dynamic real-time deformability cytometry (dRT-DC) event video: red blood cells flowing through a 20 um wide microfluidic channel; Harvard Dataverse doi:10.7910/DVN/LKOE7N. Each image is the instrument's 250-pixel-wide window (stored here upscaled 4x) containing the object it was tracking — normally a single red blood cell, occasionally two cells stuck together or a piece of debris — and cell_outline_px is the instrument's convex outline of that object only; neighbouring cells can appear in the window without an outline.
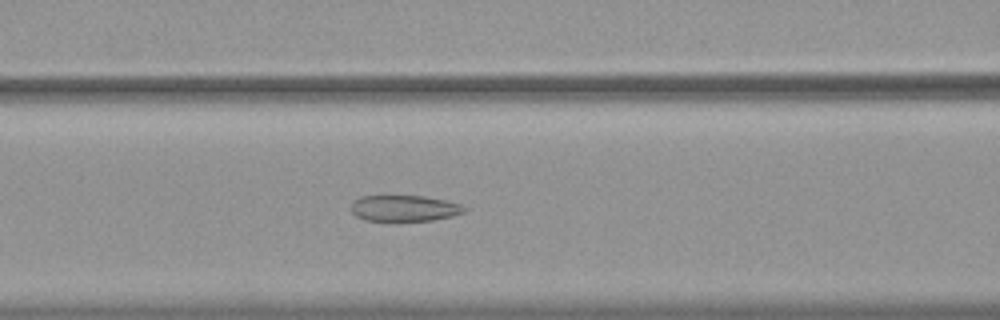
{"species": "common noctule bat (a hibernating species)", "species_latin": "Nyctalus noctula", "temperature_condition": "warm", "stored_images_in_passage": 54, "camera_frame_rate_fps": 3000, "um_per_image_px": 0.085, "animal": {"sex": "female", "body_mass_g": 19.9}, "frame": {"image": 1, "passage_image": 23, "time_ms": 7.333, "image_size_px": [1000, 320], "cell_outline_px": [[468, 208], [464, 212], [452, 216], [432, 220], [364, 220], [356, 216], [352, 212], [352, 200], [360, 196], [424, 196], [444, 200], [460, 204]], "centroid_in_image_um": [34.36, 17.69], "position_along_channel_um": 132.2, "area_um2": 17.05}}
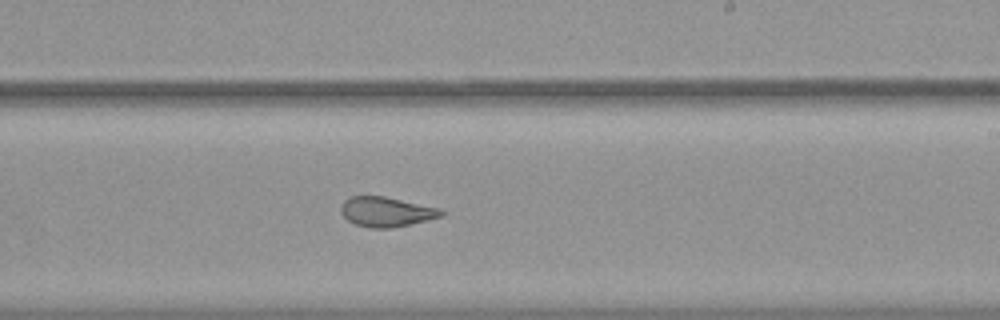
{"frame": {"image": 2, "passage_image": 33, "time_ms": 10.667, "image_size_px": [1000, 320], "cell_outline_px": [[444, 216], [428, 220], [392, 228], [368, 228], [356, 224], [348, 220], [340, 212], [340, 208], [344, 200], [352, 196], [384, 196], [440, 208], [444, 212]], "centroid_in_image_um": [32.84, 18.0], "position_along_channel_um": 256.2, "area_um2": 17.46}}
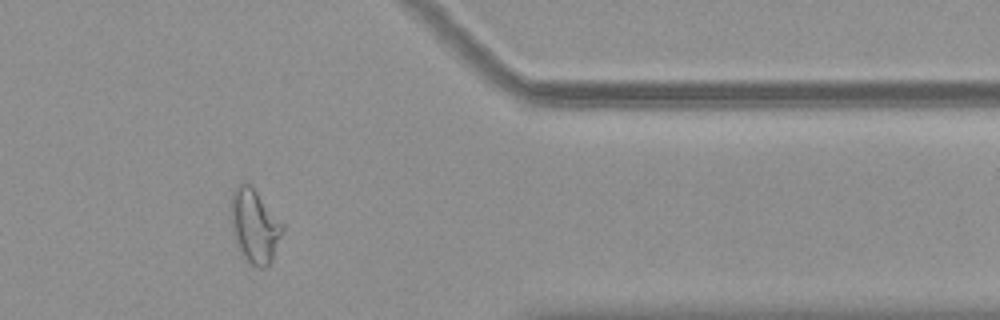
{"frame": {"image": 3, "passage_image": 45, "time_ms": 14.667, "image_size_px": [1000, 320], "cell_outline_px": [[284, 228], [272, 260], [264, 268], [256, 268], [244, 260], [232, 236], [232, 192], [236, 184], [244, 180], [256, 192], [284, 224]], "centroid_in_image_um": [21.63, 19.24], "position_along_channel_um": 389.8, "area_um2": 22.14}, "authors_computed_cell_mechanics": {"area_um2": 22.2819, "velocity_mm_per_s": 3.7337, "shape_relaxation_time_tau1_ms": null, "shape_relaxation_time_tau2_ms": 1.9727, "deformation_change_tau1": null, "deformation_change_tau2": 0.0897}}